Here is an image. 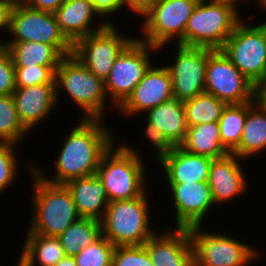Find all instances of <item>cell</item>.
<instances>
[{
    "label": "cell",
    "mask_w": 266,
    "mask_h": 266,
    "mask_svg": "<svg viewBox=\"0 0 266 266\" xmlns=\"http://www.w3.org/2000/svg\"><path fill=\"white\" fill-rule=\"evenodd\" d=\"M240 15V10L226 1L200 0L188 19L183 45L221 50L243 20Z\"/></svg>",
    "instance_id": "obj_5"
},
{
    "label": "cell",
    "mask_w": 266,
    "mask_h": 266,
    "mask_svg": "<svg viewBox=\"0 0 266 266\" xmlns=\"http://www.w3.org/2000/svg\"><path fill=\"white\" fill-rule=\"evenodd\" d=\"M226 105L208 93L183 101L188 128L198 124L218 122Z\"/></svg>",
    "instance_id": "obj_30"
},
{
    "label": "cell",
    "mask_w": 266,
    "mask_h": 266,
    "mask_svg": "<svg viewBox=\"0 0 266 266\" xmlns=\"http://www.w3.org/2000/svg\"><path fill=\"white\" fill-rule=\"evenodd\" d=\"M118 28L116 24H108L73 44L72 55L103 81L108 77L118 54L134 38L121 34Z\"/></svg>",
    "instance_id": "obj_13"
},
{
    "label": "cell",
    "mask_w": 266,
    "mask_h": 266,
    "mask_svg": "<svg viewBox=\"0 0 266 266\" xmlns=\"http://www.w3.org/2000/svg\"><path fill=\"white\" fill-rule=\"evenodd\" d=\"M18 117L31 132L40 122L48 119L57 106L55 84H39L16 88L12 94Z\"/></svg>",
    "instance_id": "obj_19"
},
{
    "label": "cell",
    "mask_w": 266,
    "mask_h": 266,
    "mask_svg": "<svg viewBox=\"0 0 266 266\" xmlns=\"http://www.w3.org/2000/svg\"><path fill=\"white\" fill-rule=\"evenodd\" d=\"M254 101L266 112V78L255 84Z\"/></svg>",
    "instance_id": "obj_42"
},
{
    "label": "cell",
    "mask_w": 266,
    "mask_h": 266,
    "mask_svg": "<svg viewBox=\"0 0 266 266\" xmlns=\"http://www.w3.org/2000/svg\"><path fill=\"white\" fill-rule=\"evenodd\" d=\"M93 3L95 11L101 18L110 17L116 12H121L118 0H89ZM109 15V16H108Z\"/></svg>",
    "instance_id": "obj_38"
},
{
    "label": "cell",
    "mask_w": 266,
    "mask_h": 266,
    "mask_svg": "<svg viewBox=\"0 0 266 266\" xmlns=\"http://www.w3.org/2000/svg\"><path fill=\"white\" fill-rule=\"evenodd\" d=\"M154 0H118L120 8H127L131 13L142 17L150 8Z\"/></svg>",
    "instance_id": "obj_40"
},
{
    "label": "cell",
    "mask_w": 266,
    "mask_h": 266,
    "mask_svg": "<svg viewBox=\"0 0 266 266\" xmlns=\"http://www.w3.org/2000/svg\"><path fill=\"white\" fill-rule=\"evenodd\" d=\"M0 46H4L9 50L14 67L58 66L64 58L54 46L40 42H3L0 37Z\"/></svg>",
    "instance_id": "obj_25"
},
{
    "label": "cell",
    "mask_w": 266,
    "mask_h": 266,
    "mask_svg": "<svg viewBox=\"0 0 266 266\" xmlns=\"http://www.w3.org/2000/svg\"><path fill=\"white\" fill-rule=\"evenodd\" d=\"M27 166L32 177L31 220L28 231L58 237L73 222L81 218L72 194L65 184H53L34 171L35 162ZM31 165V166H29Z\"/></svg>",
    "instance_id": "obj_2"
},
{
    "label": "cell",
    "mask_w": 266,
    "mask_h": 266,
    "mask_svg": "<svg viewBox=\"0 0 266 266\" xmlns=\"http://www.w3.org/2000/svg\"><path fill=\"white\" fill-rule=\"evenodd\" d=\"M16 147L17 145L12 143H0V194L17 181L19 161Z\"/></svg>",
    "instance_id": "obj_34"
},
{
    "label": "cell",
    "mask_w": 266,
    "mask_h": 266,
    "mask_svg": "<svg viewBox=\"0 0 266 266\" xmlns=\"http://www.w3.org/2000/svg\"><path fill=\"white\" fill-rule=\"evenodd\" d=\"M200 0H154L140 24L144 43L160 51L169 42L183 45L188 19ZM173 40V41H172Z\"/></svg>",
    "instance_id": "obj_7"
},
{
    "label": "cell",
    "mask_w": 266,
    "mask_h": 266,
    "mask_svg": "<svg viewBox=\"0 0 266 266\" xmlns=\"http://www.w3.org/2000/svg\"><path fill=\"white\" fill-rule=\"evenodd\" d=\"M115 246L101 235L74 256L77 266H112Z\"/></svg>",
    "instance_id": "obj_32"
},
{
    "label": "cell",
    "mask_w": 266,
    "mask_h": 266,
    "mask_svg": "<svg viewBox=\"0 0 266 266\" xmlns=\"http://www.w3.org/2000/svg\"><path fill=\"white\" fill-rule=\"evenodd\" d=\"M58 66L33 65L15 67L16 88L39 84H55V71Z\"/></svg>",
    "instance_id": "obj_33"
},
{
    "label": "cell",
    "mask_w": 266,
    "mask_h": 266,
    "mask_svg": "<svg viewBox=\"0 0 266 266\" xmlns=\"http://www.w3.org/2000/svg\"><path fill=\"white\" fill-rule=\"evenodd\" d=\"M175 46V60L165 66L171 75L174 98L185 101L205 93L206 64L214 50L180 44Z\"/></svg>",
    "instance_id": "obj_14"
},
{
    "label": "cell",
    "mask_w": 266,
    "mask_h": 266,
    "mask_svg": "<svg viewBox=\"0 0 266 266\" xmlns=\"http://www.w3.org/2000/svg\"><path fill=\"white\" fill-rule=\"evenodd\" d=\"M203 226L188 229L193 245L194 266H248L259 259L262 251L249 243ZM248 264V265H247Z\"/></svg>",
    "instance_id": "obj_8"
},
{
    "label": "cell",
    "mask_w": 266,
    "mask_h": 266,
    "mask_svg": "<svg viewBox=\"0 0 266 266\" xmlns=\"http://www.w3.org/2000/svg\"><path fill=\"white\" fill-rule=\"evenodd\" d=\"M145 132L144 135L154 148L155 156L160 161L165 155L169 154L175 147L165 136L164 132L159 130L158 127L150 123L146 118L144 119Z\"/></svg>",
    "instance_id": "obj_37"
},
{
    "label": "cell",
    "mask_w": 266,
    "mask_h": 266,
    "mask_svg": "<svg viewBox=\"0 0 266 266\" xmlns=\"http://www.w3.org/2000/svg\"><path fill=\"white\" fill-rule=\"evenodd\" d=\"M15 4L14 0H0V30L9 33L10 15Z\"/></svg>",
    "instance_id": "obj_41"
},
{
    "label": "cell",
    "mask_w": 266,
    "mask_h": 266,
    "mask_svg": "<svg viewBox=\"0 0 266 266\" xmlns=\"http://www.w3.org/2000/svg\"><path fill=\"white\" fill-rule=\"evenodd\" d=\"M214 159L189 153L180 146L165 155L160 161L167 183H190L208 181L210 166Z\"/></svg>",
    "instance_id": "obj_21"
},
{
    "label": "cell",
    "mask_w": 266,
    "mask_h": 266,
    "mask_svg": "<svg viewBox=\"0 0 266 266\" xmlns=\"http://www.w3.org/2000/svg\"><path fill=\"white\" fill-rule=\"evenodd\" d=\"M26 235L17 266H55L66 256L58 237L35 234L28 230Z\"/></svg>",
    "instance_id": "obj_24"
},
{
    "label": "cell",
    "mask_w": 266,
    "mask_h": 266,
    "mask_svg": "<svg viewBox=\"0 0 266 266\" xmlns=\"http://www.w3.org/2000/svg\"><path fill=\"white\" fill-rule=\"evenodd\" d=\"M102 235L101 221L81 217L73 222L58 239L66 256H75Z\"/></svg>",
    "instance_id": "obj_28"
},
{
    "label": "cell",
    "mask_w": 266,
    "mask_h": 266,
    "mask_svg": "<svg viewBox=\"0 0 266 266\" xmlns=\"http://www.w3.org/2000/svg\"><path fill=\"white\" fill-rule=\"evenodd\" d=\"M251 82L266 78V20L249 25L243 19L221 49Z\"/></svg>",
    "instance_id": "obj_10"
},
{
    "label": "cell",
    "mask_w": 266,
    "mask_h": 266,
    "mask_svg": "<svg viewBox=\"0 0 266 266\" xmlns=\"http://www.w3.org/2000/svg\"><path fill=\"white\" fill-rule=\"evenodd\" d=\"M29 135L21 123L12 95H0V143L20 145Z\"/></svg>",
    "instance_id": "obj_31"
},
{
    "label": "cell",
    "mask_w": 266,
    "mask_h": 266,
    "mask_svg": "<svg viewBox=\"0 0 266 266\" xmlns=\"http://www.w3.org/2000/svg\"><path fill=\"white\" fill-rule=\"evenodd\" d=\"M143 245L154 266H194L193 245L188 229L156 232Z\"/></svg>",
    "instance_id": "obj_17"
},
{
    "label": "cell",
    "mask_w": 266,
    "mask_h": 266,
    "mask_svg": "<svg viewBox=\"0 0 266 266\" xmlns=\"http://www.w3.org/2000/svg\"><path fill=\"white\" fill-rule=\"evenodd\" d=\"M16 89L15 67L9 50L0 46V95H12Z\"/></svg>",
    "instance_id": "obj_36"
},
{
    "label": "cell",
    "mask_w": 266,
    "mask_h": 266,
    "mask_svg": "<svg viewBox=\"0 0 266 266\" xmlns=\"http://www.w3.org/2000/svg\"><path fill=\"white\" fill-rule=\"evenodd\" d=\"M175 209V228L202 226L215 202L207 181L168 183ZM205 219V220H203Z\"/></svg>",
    "instance_id": "obj_15"
},
{
    "label": "cell",
    "mask_w": 266,
    "mask_h": 266,
    "mask_svg": "<svg viewBox=\"0 0 266 266\" xmlns=\"http://www.w3.org/2000/svg\"><path fill=\"white\" fill-rule=\"evenodd\" d=\"M9 33L12 35L8 41L49 44L64 57L73 51V44L62 33L54 13L29 8L20 1H15L11 11Z\"/></svg>",
    "instance_id": "obj_11"
},
{
    "label": "cell",
    "mask_w": 266,
    "mask_h": 266,
    "mask_svg": "<svg viewBox=\"0 0 266 266\" xmlns=\"http://www.w3.org/2000/svg\"><path fill=\"white\" fill-rule=\"evenodd\" d=\"M103 122L105 120L80 119L65 135L62 149L55 158L54 176L43 174L44 170L37 165H34V171L53 184H66L70 180L96 174L102 157L116 142V136Z\"/></svg>",
    "instance_id": "obj_1"
},
{
    "label": "cell",
    "mask_w": 266,
    "mask_h": 266,
    "mask_svg": "<svg viewBox=\"0 0 266 266\" xmlns=\"http://www.w3.org/2000/svg\"><path fill=\"white\" fill-rule=\"evenodd\" d=\"M263 150H266V112L255 101L248 102L242 138L232 154L248 160Z\"/></svg>",
    "instance_id": "obj_26"
},
{
    "label": "cell",
    "mask_w": 266,
    "mask_h": 266,
    "mask_svg": "<svg viewBox=\"0 0 266 266\" xmlns=\"http://www.w3.org/2000/svg\"><path fill=\"white\" fill-rule=\"evenodd\" d=\"M260 8H263L262 10H266V0L261 1Z\"/></svg>",
    "instance_id": "obj_45"
},
{
    "label": "cell",
    "mask_w": 266,
    "mask_h": 266,
    "mask_svg": "<svg viewBox=\"0 0 266 266\" xmlns=\"http://www.w3.org/2000/svg\"><path fill=\"white\" fill-rule=\"evenodd\" d=\"M55 266H77V264L74 256H65Z\"/></svg>",
    "instance_id": "obj_43"
},
{
    "label": "cell",
    "mask_w": 266,
    "mask_h": 266,
    "mask_svg": "<svg viewBox=\"0 0 266 266\" xmlns=\"http://www.w3.org/2000/svg\"><path fill=\"white\" fill-rule=\"evenodd\" d=\"M255 84L231 62L222 50L208 57L205 71V93L229 104L254 101Z\"/></svg>",
    "instance_id": "obj_12"
},
{
    "label": "cell",
    "mask_w": 266,
    "mask_h": 266,
    "mask_svg": "<svg viewBox=\"0 0 266 266\" xmlns=\"http://www.w3.org/2000/svg\"><path fill=\"white\" fill-rule=\"evenodd\" d=\"M141 156L136 147L116 142L104 154L96 174L103 182L109 202L131 200L147 191V168Z\"/></svg>",
    "instance_id": "obj_3"
},
{
    "label": "cell",
    "mask_w": 266,
    "mask_h": 266,
    "mask_svg": "<svg viewBox=\"0 0 266 266\" xmlns=\"http://www.w3.org/2000/svg\"><path fill=\"white\" fill-rule=\"evenodd\" d=\"M112 266H154L144 245L115 246Z\"/></svg>",
    "instance_id": "obj_35"
},
{
    "label": "cell",
    "mask_w": 266,
    "mask_h": 266,
    "mask_svg": "<svg viewBox=\"0 0 266 266\" xmlns=\"http://www.w3.org/2000/svg\"><path fill=\"white\" fill-rule=\"evenodd\" d=\"M154 64L153 62L131 95L117 109L122 116L136 117L138 114L140 116L149 109L174 98L169 70L165 65Z\"/></svg>",
    "instance_id": "obj_16"
},
{
    "label": "cell",
    "mask_w": 266,
    "mask_h": 266,
    "mask_svg": "<svg viewBox=\"0 0 266 266\" xmlns=\"http://www.w3.org/2000/svg\"><path fill=\"white\" fill-rule=\"evenodd\" d=\"M242 159L234 154L214 159L210 166L208 183L215 204L229 202L246 193L249 180L243 171ZM245 191V192H244Z\"/></svg>",
    "instance_id": "obj_18"
},
{
    "label": "cell",
    "mask_w": 266,
    "mask_h": 266,
    "mask_svg": "<svg viewBox=\"0 0 266 266\" xmlns=\"http://www.w3.org/2000/svg\"><path fill=\"white\" fill-rule=\"evenodd\" d=\"M148 191L141 197L107 204L101 220V231L114 246L143 245L158 232L150 225Z\"/></svg>",
    "instance_id": "obj_6"
},
{
    "label": "cell",
    "mask_w": 266,
    "mask_h": 266,
    "mask_svg": "<svg viewBox=\"0 0 266 266\" xmlns=\"http://www.w3.org/2000/svg\"><path fill=\"white\" fill-rule=\"evenodd\" d=\"M152 52L155 54L158 48L134 37L118 54L104 81L110 107L118 109L131 95L153 64L150 55Z\"/></svg>",
    "instance_id": "obj_9"
},
{
    "label": "cell",
    "mask_w": 266,
    "mask_h": 266,
    "mask_svg": "<svg viewBox=\"0 0 266 266\" xmlns=\"http://www.w3.org/2000/svg\"><path fill=\"white\" fill-rule=\"evenodd\" d=\"M54 81L57 104L61 100L60 91L67 92L71 102L74 101V104H77L80 110L82 109L84 114L80 117L81 119L104 120L105 106L109 104L104 81L76 57L71 54L61 60L55 71Z\"/></svg>",
    "instance_id": "obj_4"
},
{
    "label": "cell",
    "mask_w": 266,
    "mask_h": 266,
    "mask_svg": "<svg viewBox=\"0 0 266 266\" xmlns=\"http://www.w3.org/2000/svg\"><path fill=\"white\" fill-rule=\"evenodd\" d=\"M65 0H20L25 6L44 12L54 13Z\"/></svg>",
    "instance_id": "obj_39"
},
{
    "label": "cell",
    "mask_w": 266,
    "mask_h": 266,
    "mask_svg": "<svg viewBox=\"0 0 266 266\" xmlns=\"http://www.w3.org/2000/svg\"><path fill=\"white\" fill-rule=\"evenodd\" d=\"M54 15L62 33L72 44L89 34L104 29L108 24H116L110 21L111 19L108 21H106L107 18L101 19L89 0H65ZM95 16L104 22L101 21L98 26L93 25V20H97Z\"/></svg>",
    "instance_id": "obj_20"
},
{
    "label": "cell",
    "mask_w": 266,
    "mask_h": 266,
    "mask_svg": "<svg viewBox=\"0 0 266 266\" xmlns=\"http://www.w3.org/2000/svg\"><path fill=\"white\" fill-rule=\"evenodd\" d=\"M247 111L248 102L226 105L218 121L221 144L230 154L239 147Z\"/></svg>",
    "instance_id": "obj_29"
},
{
    "label": "cell",
    "mask_w": 266,
    "mask_h": 266,
    "mask_svg": "<svg viewBox=\"0 0 266 266\" xmlns=\"http://www.w3.org/2000/svg\"><path fill=\"white\" fill-rule=\"evenodd\" d=\"M144 118L163 131L174 146H180L184 142L188 125L183 101L172 98L155 108L149 109Z\"/></svg>",
    "instance_id": "obj_23"
},
{
    "label": "cell",
    "mask_w": 266,
    "mask_h": 266,
    "mask_svg": "<svg viewBox=\"0 0 266 266\" xmlns=\"http://www.w3.org/2000/svg\"><path fill=\"white\" fill-rule=\"evenodd\" d=\"M79 215L101 221L105 215L108 196L97 174L76 178L66 184Z\"/></svg>",
    "instance_id": "obj_22"
},
{
    "label": "cell",
    "mask_w": 266,
    "mask_h": 266,
    "mask_svg": "<svg viewBox=\"0 0 266 266\" xmlns=\"http://www.w3.org/2000/svg\"><path fill=\"white\" fill-rule=\"evenodd\" d=\"M180 147L189 153L212 159H220L230 154L221 144L218 122L198 124L188 128Z\"/></svg>",
    "instance_id": "obj_27"
},
{
    "label": "cell",
    "mask_w": 266,
    "mask_h": 266,
    "mask_svg": "<svg viewBox=\"0 0 266 266\" xmlns=\"http://www.w3.org/2000/svg\"><path fill=\"white\" fill-rule=\"evenodd\" d=\"M223 1H226L228 4H230V5H233L234 7H236L238 10H239V6L241 5L240 3L241 2H243V3H245L246 2V4L250 1H255V2H257V5H259V7H260V4H261V1L262 0H223ZM248 1V2H247Z\"/></svg>",
    "instance_id": "obj_44"
}]
</instances>
